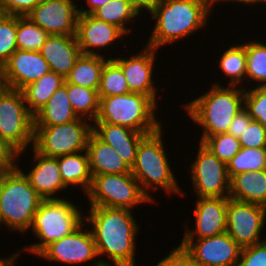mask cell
Here are the masks:
<instances>
[{
	"label": "cell",
	"mask_w": 266,
	"mask_h": 266,
	"mask_svg": "<svg viewBox=\"0 0 266 266\" xmlns=\"http://www.w3.org/2000/svg\"><path fill=\"white\" fill-rule=\"evenodd\" d=\"M93 123L84 118L53 126H34L33 148L45 156L58 157L87 149Z\"/></svg>",
	"instance_id": "10"
},
{
	"label": "cell",
	"mask_w": 266,
	"mask_h": 266,
	"mask_svg": "<svg viewBox=\"0 0 266 266\" xmlns=\"http://www.w3.org/2000/svg\"><path fill=\"white\" fill-rule=\"evenodd\" d=\"M48 36L28 16H17L16 43L19 50L40 51Z\"/></svg>",
	"instance_id": "34"
},
{
	"label": "cell",
	"mask_w": 266,
	"mask_h": 266,
	"mask_svg": "<svg viewBox=\"0 0 266 266\" xmlns=\"http://www.w3.org/2000/svg\"><path fill=\"white\" fill-rule=\"evenodd\" d=\"M214 1V7H216L215 9H217V6L215 5H219L221 4V7L223 6L222 3L224 4L225 3V6L228 4H234L236 7V9L241 6L242 9H244L243 5L247 8L252 6V8H254V11H255V7L257 6H260V3H261V6L263 7L264 5H266V0H213ZM227 3V4H226ZM242 3V4H241ZM254 6V7H253Z\"/></svg>",
	"instance_id": "43"
},
{
	"label": "cell",
	"mask_w": 266,
	"mask_h": 266,
	"mask_svg": "<svg viewBox=\"0 0 266 266\" xmlns=\"http://www.w3.org/2000/svg\"><path fill=\"white\" fill-rule=\"evenodd\" d=\"M129 92V86L121 67L113 59H108L101 74L99 97L123 95Z\"/></svg>",
	"instance_id": "35"
},
{
	"label": "cell",
	"mask_w": 266,
	"mask_h": 266,
	"mask_svg": "<svg viewBox=\"0 0 266 266\" xmlns=\"http://www.w3.org/2000/svg\"><path fill=\"white\" fill-rule=\"evenodd\" d=\"M87 207L85 223L93 234L101 264L103 266H139L136 262L138 254L136 244L141 223L136 221L134 212L124 208Z\"/></svg>",
	"instance_id": "1"
},
{
	"label": "cell",
	"mask_w": 266,
	"mask_h": 266,
	"mask_svg": "<svg viewBox=\"0 0 266 266\" xmlns=\"http://www.w3.org/2000/svg\"><path fill=\"white\" fill-rule=\"evenodd\" d=\"M161 0H131L134 7L140 14L147 16V14L160 2Z\"/></svg>",
	"instance_id": "47"
},
{
	"label": "cell",
	"mask_w": 266,
	"mask_h": 266,
	"mask_svg": "<svg viewBox=\"0 0 266 266\" xmlns=\"http://www.w3.org/2000/svg\"><path fill=\"white\" fill-rule=\"evenodd\" d=\"M85 4L83 7H78L79 14H92L95 10L108 3L111 0H83ZM86 1V2H85Z\"/></svg>",
	"instance_id": "46"
},
{
	"label": "cell",
	"mask_w": 266,
	"mask_h": 266,
	"mask_svg": "<svg viewBox=\"0 0 266 266\" xmlns=\"http://www.w3.org/2000/svg\"><path fill=\"white\" fill-rule=\"evenodd\" d=\"M45 261L66 266H103L99 260L90 227L84 222L70 235L48 245L38 256ZM91 263V264H89Z\"/></svg>",
	"instance_id": "12"
},
{
	"label": "cell",
	"mask_w": 266,
	"mask_h": 266,
	"mask_svg": "<svg viewBox=\"0 0 266 266\" xmlns=\"http://www.w3.org/2000/svg\"><path fill=\"white\" fill-rule=\"evenodd\" d=\"M229 198L266 207V169L234 175L230 179Z\"/></svg>",
	"instance_id": "25"
},
{
	"label": "cell",
	"mask_w": 266,
	"mask_h": 266,
	"mask_svg": "<svg viewBox=\"0 0 266 266\" xmlns=\"http://www.w3.org/2000/svg\"><path fill=\"white\" fill-rule=\"evenodd\" d=\"M99 98V113L93 123L120 125L148 135L163 126L164 121L156 116L161 106L149 96L129 92Z\"/></svg>",
	"instance_id": "6"
},
{
	"label": "cell",
	"mask_w": 266,
	"mask_h": 266,
	"mask_svg": "<svg viewBox=\"0 0 266 266\" xmlns=\"http://www.w3.org/2000/svg\"><path fill=\"white\" fill-rule=\"evenodd\" d=\"M16 250L8 256H0V266H16L18 258H21L20 256L23 254L21 248Z\"/></svg>",
	"instance_id": "48"
},
{
	"label": "cell",
	"mask_w": 266,
	"mask_h": 266,
	"mask_svg": "<svg viewBox=\"0 0 266 266\" xmlns=\"http://www.w3.org/2000/svg\"><path fill=\"white\" fill-rule=\"evenodd\" d=\"M30 149L29 151H32L31 158L33 159L29 157L32 162L30 163L31 167L26 170L27 168H22L19 162H16V166L29 179L31 186L43 199L67 197L62 194L65 191L67 192L69 188L61 178L57 157L45 156L38 153L33 147Z\"/></svg>",
	"instance_id": "19"
},
{
	"label": "cell",
	"mask_w": 266,
	"mask_h": 266,
	"mask_svg": "<svg viewBox=\"0 0 266 266\" xmlns=\"http://www.w3.org/2000/svg\"><path fill=\"white\" fill-rule=\"evenodd\" d=\"M87 198L89 206L124 208L134 211V207L144 206L153 201L142 191L139 182L131 173L100 174L92 177ZM145 203V204H143Z\"/></svg>",
	"instance_id": "9"
},
{
	"label": "cell",
	"mask_w": 266,
	"mask_h": 266,
	"mask_svg": "<svg viewBox=\"0 0 266 266\" xmlns=\"http://www.w3.org/2000/svg\"><path fill=\"white\" fill-rule=\"evenodd\" d=\"M17 16L0 14V67L18 49L16 43Z\"/></svg>",
	"instance_id": "37"
},
{
	"label": "cell",
	"mask_w": 266,
	"mask_h": 266,
	"mask_svg": "<svg viewBox=\"0 0 266 266\" xmlns=\"http://www.w3.org/2000/svg\"><path fill=\"white\" fill-rule=\"evenodd\" d=\"M164 128L166 127L162 126L158 131L147 135L140 142L135 164L131 168V174L139 182L142 191L153 202H157L155 197H153V191L164 190L165 198L167 195V198H169V195L174 197L176 194L182 197L186 194L179 185L180 183L175 177L177 175H175V171L171 167L173 162L170 161L172 159H169V153L165 147L167 142L164 141L167 139L163 137L166 131Z\"/></svg>",
	"instance_id": "4"
},
{
	"label": "cell",
	"mask_w": 266,
	"mask_h": 266,
	"mask_svg": "<svg viewBox=\"0 0 266 266\" xmlns=\"http://www.w3.org/2000/svg\"><path fill=\"white\" fill-rule=\"evenodd\" d=\"M180 266H201L195 262L189 254L180 248Z\"/></svg>",
	"instance_id": "49"
},
{
	"label": "cell",
	"mask_w": 266,
	"mask_h": 266,
	"mask_svg": "<svg viewBox=\"0 0 266 266\" xmlns=\"http://www.w3.org/2000/svg\"><path fill=\"white\" fill-rule=\"evenodd\" d=\"M2 226V228H1ZM1 229H4V223H3V219H2V216H1V213H0V230Z\"/></svg>",
	"instance_id": "52"
},
{
	"label": "cell",
	"mask_w": 266,
	"mask_h": 266,
	"mask_svg": "<svg viewBox=\"0 0 266 266\" xmlns=\"http://www.w3.org/2000/svg\"><path fill=\"white\" fill-rule=\"evenodd\" d=\"M9 88L22 90L51 71L40 51L17 49L2 66Z\"/></svg>",
	"instance_id": "20"
},
{
	"label": "cell",
	"mask_w": 266,
	"mask_h": 266,
	"mask_svg": "<svg viewBox=\"0 0 266 266\" xmlns=\"http://www.w3.org/2000/svg\"><path fill=\"white\" fill-rule=\"evenodd\" d=\"M79 119L63 85L50 97L49 101L34 115V126H53Z\"/></svg>",
	"instance_id": "27"
},
{
	"label": "cell",
	"mask_w": 266,
	"mask_h": 266,
	"mask_svg": "<svg viewBox=\"0 0 266 266\" xmlns=\"http://www.w3.org/2000/svg\"><path fill=\"white\" fill-rule=\"evenodd\" d=\"M91 15L98 20L117 26L128 37L130 34L133 35L130 32H136L133 30L135 27H132L131 24H135L134 21L138 18L139 19L136 21V24L142 21V15L134 7L131 0H111L95 10Z\"/></svg>",
	"instance_id": "28"
},
{
	"label": "cell",
	"mask_w": 266,
	"mask_h": 266,
	"mask_svg": "<svg viewBox=\"0 0 266 266\" xmlns=\"http://www.w3.org/2000/svg\"><path fill=\"white\" fill-rule=\"evenodd\" d=\"M42 0H0V14L27 16Z\"/></svg>",
	"instance_id": "41"
},
{
	"label": "cell",
	"mask_w": 266,
	"mask_h": 266,
	"mask_svg": "<svg viewBox=\"0 0 266 266\" xmlns=\"http://www.w3.org/2000/svg\"><path fill=\"white\" fill-rule=\"evenodd\" d=\"M86 151L92 177L100 174L131 173V169L114 149L101 141L93 132L89 136Z\"/></svg>",
	"instance_id": "23"
},
{
	"label": "cell",
	"mask_w": 266,
	"mask_h": 266,
	"mask_svg": "<svg viewBox=\"0 0 266 266\" xmlns=\"http://www.w3.org/2000/svg\"><path fill=\"white\" fill-rule=\"evenodd\" d=\"M42 200L29 179L15 166L0 182V213L4 227L10 233L28 234Z\"/></svg>",
	"instance_id": "7"
},
{
	"label": "cell",
	"mask_w": 266,
	"mask_h": 266,
	"mask_svg": "<svg viewBox=\"0 0 266 266\" xmlns=\"http://www.w3.org/2000/svg\"><path fill=\"white\" fill-rule=\"evenodd\" d=\"M211 85L198 97L180 104L189 121L202 129L200 143L207 137L227 133L235 115L244 108V88L223 86L216 80Z\"/></svg>",
	"instance_id": "3"
},
{
	"label": "cell",
	"mask_w": 266,
	"mask_h": 266,
	"mask_svg": "<svg viewBox=\"0 0 266 266\" xmlns=\"http://www.w3.org/2000/svg\"><path fill=\"white\" fill-rule=\"evenodd\" d=\"M251 121L252 118L250 117L249 112L245 108H243L233 118L228 128L227 134L239 139L243 134V131L248 128Z\"/></svg>",
	"instance_id": "42"
},
{
	"label": "cell",
	"mask_w": 266,
	"mask_h": 266,
	"mask_svg": "<svg viewBox=\"0 0 266 266\" xmlns=\"http://www.w3.org/2000/svg\"><path fill=\"white\" fill-rule=\"evenodd\" d=\"M68 197L41 201L27 231H31L35 236L33 239L38 241L22 247V252L27 251L37 258L48 245L70 235L85 222V209L80 208L81 204L79 206Z\"/></svg>",
	"instance_id": "5"
},
{
	"label": "cell",
	"mask_w": 266,
	"mask_h": 266,
	"mask_svg": "<svg viewBox=\"0 0 266 266\" xmlns=\"http://www.w3.org/2000/svg\"><path fill=\"white\" fill-rule=\"evenodd\" d=\"M266 169V148H244L228 162L227 172L231 179L242 172Z\"/></svg>",
	"instance_id": "33"
},
{
	"label": "cell",
	"mask_w": 266,
	"mask_h": 266,
	"mask_svg": "<svg viewBox=\"0 0 266 266\" xmlns=\"http://www.w3.org/2000/svg\"><path fill=\"white\" fill-rule=\"evenodd\" d=\"M65 81L64 77L50 71L24 87L21 91L29 111L35 115L49 101L53 93L64 85Z\"/></svg>",
	"instance_id": "30"
},
{
	"label": "cell",
	"mask_w": 266,
	"mask_h": 266,
	"mask_svg": "<svg viewBox=\"0 0 266 266\" xmlns=\"http://www.w3.org/2000/svg\"><path fill=\"white\" fill-rule=\"evenodd\" d=\"M237 266H266V239L242 248Z\"/></svg>",
	"instance_id": "40"
},
{
	"label": "cell",
	"mask_w": 266,
	"mask_h": 266,
	"mask_svg": "<svg viewBox=\"0 0 266 266\" xmlns=\"http://www.w3.org/2000/svg\"><path fill=\"white\" fill-rule=\"evenodd\" d=\"M93 133L112 147L130 169L135 164L140 142L148 135L109 123H93Z\"/></svg>",
	"instance_id": "21"
},
{
	"label": "cell",
	"mask_w": 266,
	"mask_h": 266,
	"mask_svg": "<svg viewBox=\"0 0 266 266\" xmlns=\"http://www.w3.org/2000/svg\"><path fill=\"white\" fill-rule=\"evenodd\" d=\"M178 246L201 266H237L242 250L227 232L201 239H182Z\"/></svg>",
	"instance_id": "16"
},
{
	"label": "cell",
	"mask_w": 266,
	"mask_h": 266,
	"mask_svg": "<svg viewBox=\"0 0 266 266\" xmlns=\"http://www.w3.org/2000/svg\"><path fill=\"white\" fill-rule=\"evenodd\" d=\"M76 1L42 0L27 16L49 35H76L80 6Z\"/></svg>",
	"instance_id": "17"
},
{
	"label": "cell",
	"mask_w": 266,
	"mask_h": 266,
	"mask_svg": "<svg viewBox=\"0 0 266 266\" xmlns=\"http://www.w3.org/2000/svg\"><path fill=\"white\" fill-rule=\"evenodd\" d=\"M194 203L195 225L190 229L185 223L182 239H201L226 232L227 197H196Z\"/></svg>",
	"instance_id": "18"
},
{
	"label": "cell",
	"mask_w": 266,
	"mask_h": 266,
	"mask_svg": "<svg viewBox=\"0 0 266 266\" xmlns=\"http://www.w3.org/2000/svg\"><path fill=\"white\" fill-rule=\"evenodd\" d=\"M0 156H17V154L0 138Z\"/></svg>",
	"instance_id": "50"
},
{
	"label": "cell",
	"mask_w": 266,
	"mask_h": 266,
	"mask_svg": "<svg viewBox=\"0 0 266 266\" xmlns=\"http://www.w3.org/2000/svg\"><path fill=\"white\" fill-rule=\"evenodd\" d=\"M125 36L127 35L117 26L98 20L91 14H79L78 16L76 38L82 54L113 59L115 55L111 51L114 52L119 47L120 53H123L121 46L130 44L127 41L124 44L121 43Z\"/></svg>",
	"instance_id": "15"
},
{
	"label": "cell",
	"mask_w": 266,
	"mask_h": 266,
	"mask_svg": "<svg viewBox=\"0 0 266 266\" xmlns=\"http://www.w3.org/2000/svg\"><path fill=\"white\" fill-rule=\"evenodd\" d=\"M0 138L17 154L16 162L33 146L34 115L18 89L9 88L0 98Z\"/></svg>",
	"instance_id": "8"
},
{
	"label": "cell",
	"mask_w": 266,
	"mask_h": 266,
	"mask_svg": "<svg viewBox=\"0 0 266 266\" xmlns=\"http://www.w3.org/2000/svg\"><path fill=\"white\" fill-rule=\"evenodd\" d=\"M16 166V156H0V182Z\"/></svg>",
	"instance_id": "45"
},
{
	"label": "cell",
	"mask_w": 266,
	"mask_h": 266,
	"mask_svg": "<svg viewBox=\"0 0 266 266\" xmlns=\"http://www.w3.org/2000/svg\"><path fill=\"white\" fill-rule=\"evenodd\" d=\"M139 49L140 50L136 51L135 54L132 52L131 55L127 54L126 56L124 55L125 50L123 54H118L119 50H117L115 54L117 56H114L113 60L121 67L130 92L149 96L159 106L161 105L158 103V101L160 102L161 100V94L159 92L161 89L158 87L161 86H159V84L156 85L155 77L158 71L154 72L157 66L155 64L157 62L156 60L159 58V55L158 57L156 55L159 50L145 44ZM154 73H156L155 76Z\"/></svg>",
	"instance_id": "13"
},
{
	"label": "cell",
	"mask_w": 266,
	"mask_h": 266,
	"mask_svg": "<svg viewBox=\"0 0 266 266\" xmlns=\"http://www.w3.org/2000/svg\"><path fill=\"white\" fill-rule=\"evenodd\" d=\"M213 0H161L148 14L154 21L147 41L142 43L161 50L164 46L189 40L210 25L215 10ZM209 23V25H208Z\"/></svg>",
	"instance_id": "2"
},
{
	"label": "cell",
	"mask_w": 266,
	"mask_h": 266,
	"mask_svg": "<svg viewBox=\"0 0 266 266\" xmlns=\"http://www.w3.org/2000/svg\"><path fill=\"white\" fill-rule=\"evenodd\" d=\"M57 159L64 184L69 190L74 191L75 188H78L79 192L81 190L82 195H85L92 183L87 151L58 156Z\"/></svg>",
	"instance_id": "24"
},
{
	"label": "cell",
	"mask_w": 266,
	"mask_h": 266,
	"mask_svg": "<svg viewBox=\"0 0 266 266\" xmlns=\"http://www.w3.org/2000/svg\"><path fill=\"white\" fill-rule=\"evenodd\" d=\"M107 60L108 58L98 55L81 54L65 78V82L98 90L102 70Z\"/></svg>",
	"instance_id": "29"
},
{
	"label": "cell",
	"mask_w": 266,
	"mask_h": 266,
	"mask_svg": "<svg viewBox=\"0 0 266 266\" xmlns=\"http://www.w3.org/2000/svg\"><path fill=\"white\" fill-rule=\"evenodd\" d=\"M264 225L265 206L227 197L226 232L239 246L244 248L265 240Z\"/></svg>",
	"instance_id": "14"
},
{
	"label": "cell",
	"mask_w": 266,
	"mask_h": 266,
	"mask_svg": "<svg viewBox=\"0 0 266 266\" xmlns=\"http://www.w3.org/2000/svg\"><path fill=\"white\" fill-rule=\"evenodd\" d=\"M71 106L79 118L96 120L99 113L100 98L98 90L64 83Z\"/></svg>",
	"instance_id": "32"
},
{
	"label": "cell",
	"mask_w": 266,
	"mask_h": 266,
	"mask_svg": "<svg viewBox=\"0 0 266 266\" xmlns=\"http://www.w3.org/2000/svg\"><path fill=\"white\" fill-rule=\"evenodd\" d=\"M51 71L66 78L82 54L76 35H49L40 50Z\"/></svg>",
	"instance_id": "22"
},
{
	"label": "cell",
	"mask_w": 266,
	"mask_h": 266,
	"mask_svg": "<svg viewBox=\"0 0 266 266\" xmlns=\"http://www.w3.org/2000/svg\"><path fill=\"white\" fill-rule=\"evenodd\" d=\"M244 108L252 120L266 127V87L245 89Z\"/></svg>",
	"instance_id": "38"
},
{
	"label": "cell",
	"mask_w": 266,
	"mask_h": 266,
	"mask_svg": "<svg viewBox=\"0 0 266 266\" xmlns=\"http://www.w3.org/2000/svg\"><path fill=\"white\" fill-rule=\"evenodd\" d=\"M266 40L259 38L245 41L246 84L244 89L266 87ZM253 81V82H252ZM248 84V85H247ZM253 85V86H252ZM250 86V87H249Z\"/></svg>",
	"instance_id": "31"
},
{
	"label": "cell",
	"mask_w": 266,
	"mask_h": 266,
	"mask_svg": "<svg viewBox=\"0 0 266 266\" xmlns=\"http://www.w3.org/2000/svg\"><path fill=\"white\" fill-rule=\"evenodd\" d=\"M197 153L190 161L186 175L190 178V190L196 197H229L230 178L227 164L220 161L202 143L198 142ZM190 174V175H189Z\"/></svg>",
	"instance_id": "11"
},
{
	"label": "cell",
	"mask_w": 266,
	"mask_h": 266,
	"mask_svg": "<svg viewBox=\"0 0 266 266\" xmlns=\"http://www.w3.org/2000/svg\"><path fill=\"white\" fill-rule=\"evenodd\" d=\"M202 144L225 164H228L242 148L239 139L227 133L207 137Z\"/></svg>",
	"instance_id": "36"
},
{
	"label": "cell",
	"mask_w": 266,
	"mask_h": 266,
	"mask_svg": "<svg viewBox=\"0 0 266 266\" xmlns=\"http://www.w3.org/2000/svg\"><path fill=\"white\" fill-rule=\"evenodd\" d=\"M239 142L244 148H266V127L252 120L240 136Z\"/></svg>",
	"instance_id": "39"
},
{
	"label": "cell",
	"mask_w": 266,
	"mask_h": 266,
	"mask_svg": "<svg viewBox=\"0 0 266 266\" xmlns=\"http://www.w3.org/2000/svg\"><path fill=\"white\" fill-rule=\"evenodd\" d=\"M153 266H180V247L174 246L165 257Z\"/></svg>",
	"instance_id": "44"
},
{
	"label": "cell",
	"mask_w": 266,
	"mask_h": 266,
	"mask_svg": "<svg viewBox=\"0 0 266 266\" xmlns=\"http://www.w3.org/2000/svg\"><path fill=\"white\" fill-rule=\"evenodd\" d=\"M9 89L4 70L0 67V98Z\"/></svg>",
	"instance_id": "51"
},
{
	"label": "cell",
	"mask_w": 266,
	"mask_h": 266,
	"mask_svg": "<svg viewBox=\"0 0 266 266\" xmlns=\"http://www.w3.org/2000/svg\"><path fill=\"white\" fill-rule=\"evenodd\" d=\"M228 48V49H227ZM223 53L216 58L217 69L221 72L222 79L227 82L225 86H238L244 88L246 82V49L245 41L243 43L233 42L232 45L226 46ZM218 64V65H217ZM222 74H224L222 76ZM227 79V80H226Z\"/></svg>",
	"instance_id": "26"
}]
</instances>
